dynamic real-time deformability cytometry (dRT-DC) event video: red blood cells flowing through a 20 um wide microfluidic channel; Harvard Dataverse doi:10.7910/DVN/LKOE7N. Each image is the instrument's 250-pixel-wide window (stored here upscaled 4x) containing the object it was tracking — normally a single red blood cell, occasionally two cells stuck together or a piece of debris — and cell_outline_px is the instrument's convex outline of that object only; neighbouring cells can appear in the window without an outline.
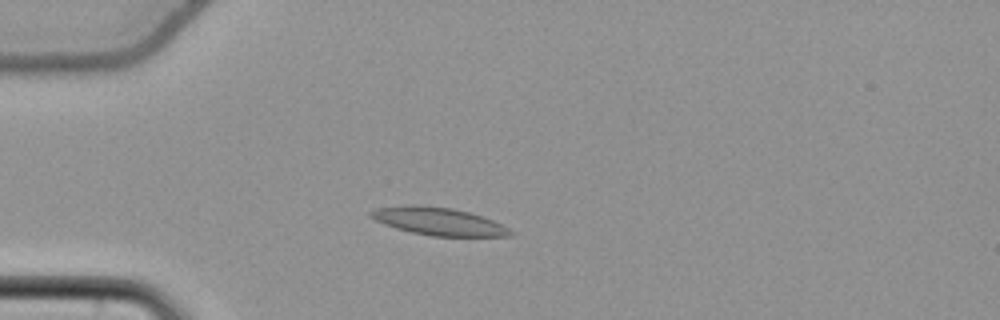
{"species": "common noctule bat (a hibernating species)", "species_latin": "Nyctalus noctula", "temperature_condition": "cold", "stored_images_in_passage": 53, "camera_frame_rate_fps": 3000, "um_per_image_px": 0.085, "animal": {"sex": "female", "body_mass_g": 22.7, "forearm_length_mm": 54.2}, "frame": {"image": 1, "passage_image": 14, "time_ms": 4.333, "image_size_px": [1000, 320], "cell_outline_px": [[516, 232], [512, 236], [432, 236], [412, 232], [396, 228], [384, 224], [368, 216], [368, 212], [376, 208], [408, 204], [420, 204], [452, 208], [468, 212], [492, 220]], "centroid_in_image_um": [37.24, 18.8], "position_along_channel_um": 47.8, "area_um2": 22.6}}
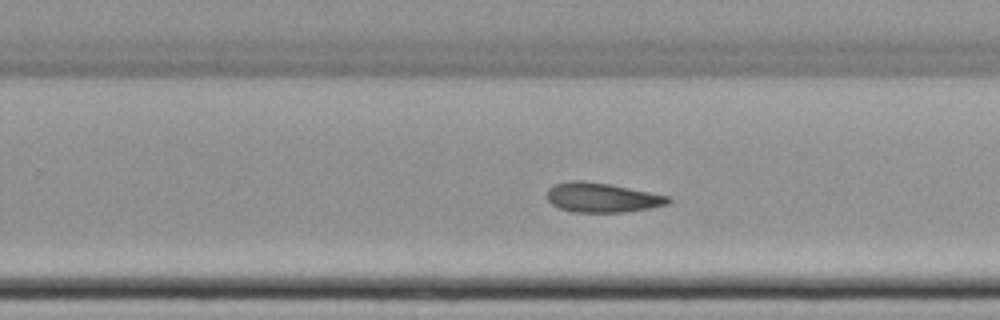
{"frame": {"image": 2, "passage_image": 34, "time_ms": 11.0, "image_size_px": [1000, 320], "cell_outline_px": [[672, 200], [668, 204], [648, 208], [624, 212], [572, 212], [560, 208], [552, 204], [548, 200], [548, 188], [556, 184], [568, 180], [584, 180], [608, 184], [668, 196]], "centroid_in_image_um": [51.14, 16.79], "position_along_channel_um": 278.7, "area_um2": 20.63}}
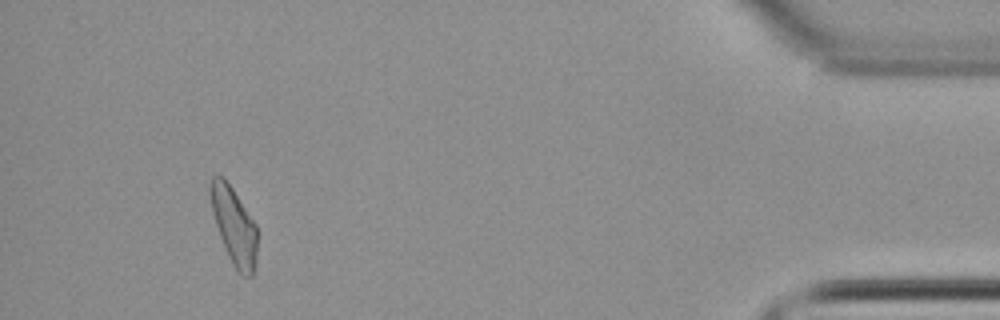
{"frame": {"image": 3, "passage_image": 50, "time_ms": 16.333, "image_size_px": [1000, 320], "cell_outline_px": [[256, 264], [252, 276], [240, 276], [236, 272], [228, 256], [220, 236], [212, 212], [208, 192], [208, 184], [212, 176], [224, 176], [256, 224]], "centroid_in_image_um": [19.86, 19.19], "position_along_channel_um": 415.3, "area_um2": 21.21}}